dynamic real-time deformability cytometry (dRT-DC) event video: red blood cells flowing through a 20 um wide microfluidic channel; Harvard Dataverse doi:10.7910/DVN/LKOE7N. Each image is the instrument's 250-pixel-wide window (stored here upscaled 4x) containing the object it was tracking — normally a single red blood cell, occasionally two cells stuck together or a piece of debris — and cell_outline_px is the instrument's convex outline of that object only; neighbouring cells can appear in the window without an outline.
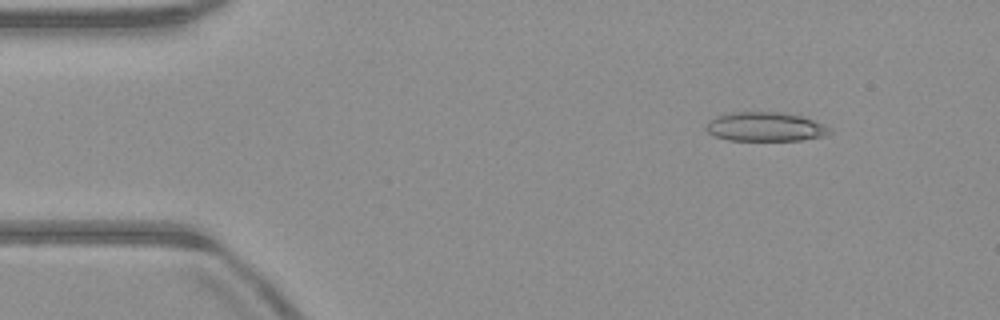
{"species": "common noctule bat (a hibernating species)", "species_latin": "Nyctalus noctula", "temperature_condition": "warm", "stored_images_in_passage": 14, "camera_frame_rate_fps": 3000, "um_per_image_px": 0.085, "animal": {"sex": "male", "body_mass_g": 23.1, "forearm_length_mm": 52.7}, "frame": {"image": 1, "passage_image": 1, "time_ms": 0.0, "image_size_px": [1000, 320], "cell_outline_px": [[832, 132], [824, 136], [800, 140], [728, 140], [716, 136], [708, 132], [704, 128], [704, 124], [708, 120], [716, 116], [732, 112], [784, 112], [804, 116], [832, 128]], "centroid_in_image_um": [65.04, 10.76], "position_along_channel_um": 20.0, "area_um2": 21.21}}
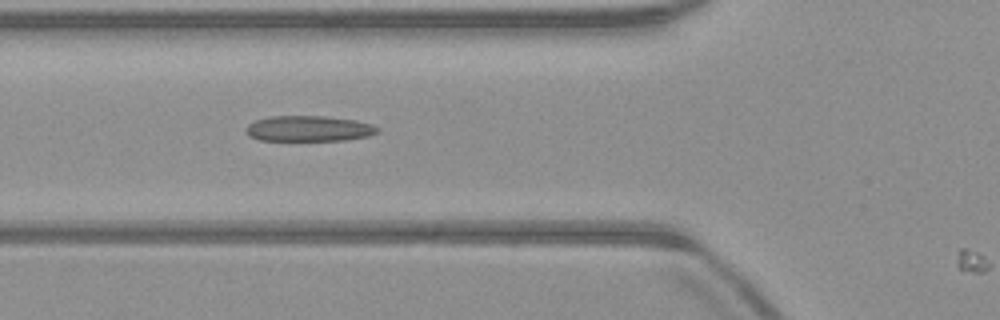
{"frame": {"image": 2, "passage_image": 13, "time_ms": 4.0, "image_size_px": [1000, 320], "cell_outline_px": [[380, 132], [368, 136], [344, 140], [260, 140], [248, 136], [244, 132], [244, 128], [248, 124], [256, 120], [268, 116], [328, 116], [356, 120], [372, 124], [380, 128]], "centroid_in_image_um": [26.24, 10.92], "position_along_channel_um": 99.6, "area_um2": 19.88}}